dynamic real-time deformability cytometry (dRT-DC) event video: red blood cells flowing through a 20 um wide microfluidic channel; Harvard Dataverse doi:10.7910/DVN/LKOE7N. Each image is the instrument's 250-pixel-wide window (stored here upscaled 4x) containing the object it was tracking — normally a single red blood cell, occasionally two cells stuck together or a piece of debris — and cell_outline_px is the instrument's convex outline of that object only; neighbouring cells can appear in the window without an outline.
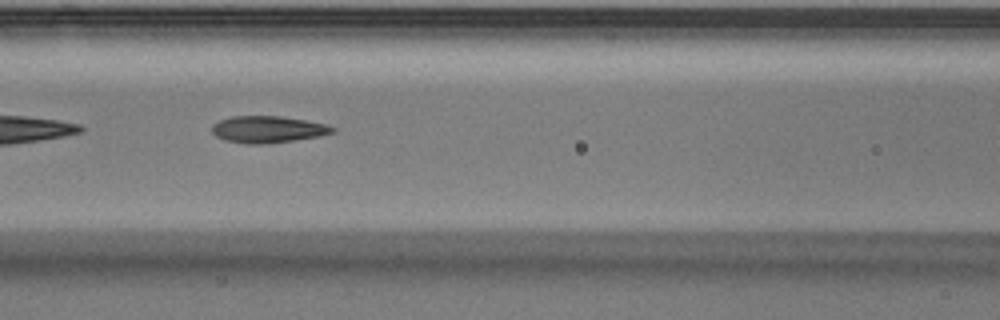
{"species": "Egyptian fruit bat (a non-hibernating species)", "species_latin": "Rousettus aegyptiacus", "temperature_condition": "warm", "stored_images_in_passage": 34, "camera_frame_rate_fps": 3000, "um_per_image_px": 0.085, "animal": {"sex": "male"}, "frame": {"image": 1, "passage_image": 10, "time_ms": 3.0, "image_size_px": [1000, 320], "cell_outline_px": [[336, 132], [320, 136], [264, 144], [248, 144], [224, 140], [216, 136], [212, 132], [212, 124], [220, 120], [232, 116], [280, 116], [304, 120], [324, 124], [336, 128]], "centroid_in_image_um": [22.75, 11.0], "position_along_channel_um": 143.9, "area_um2": 18.73}}